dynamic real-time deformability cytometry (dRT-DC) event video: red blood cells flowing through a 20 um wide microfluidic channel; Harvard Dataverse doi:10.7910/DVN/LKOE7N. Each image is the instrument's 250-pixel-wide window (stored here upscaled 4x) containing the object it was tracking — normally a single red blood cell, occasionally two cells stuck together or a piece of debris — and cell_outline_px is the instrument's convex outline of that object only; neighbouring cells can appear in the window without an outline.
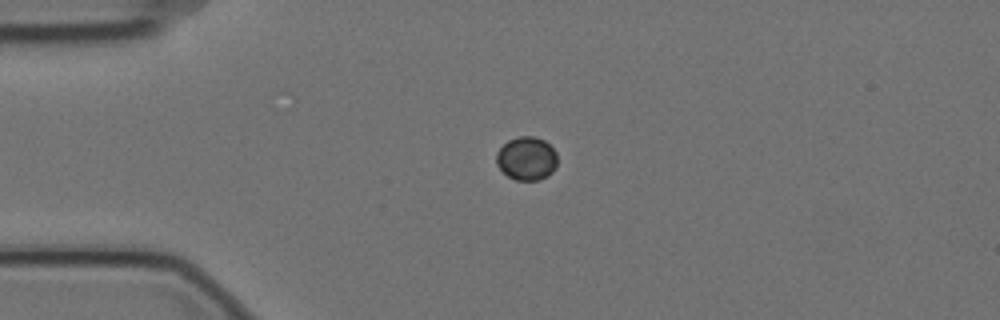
{"species": "Egyptian fruit bat (a non-hibernating species)", "species_latin": "Rousettus aegyptiacus", "temperature_condition": "cold", "stored_images_in_passage": 3, "camera_frame_rate_fps": 3000, "um_per_image_px": 0.085, "animal": {"sex": "female"}, "frame": {"image": 1, "passage_image": 2, "time_ms": 0.333, "image_size_px": [1000, 320], "cell_outline_px": [[556, 168], [548, 176], [536, 180], [516, 180], [508, 176], [496, 164], [496, 152], [508, 140], [520, 136], [536, 136], [544, 140], [556, 152]], "centroid_in_image_um": [44.76, 13.46], "position_along_channel_um": 40.2, "area_um2": 15.43}}